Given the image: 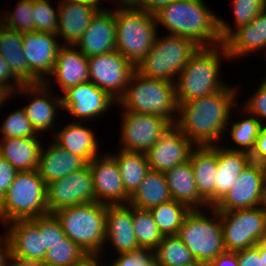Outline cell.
<instances>
[{
    "instance_id": "cell-1",
    "label": "cell",
    "mask_w": 266,
    "mask_h": 266,
    "mask_svg": "<svg viewBox=\"0 0 266 266\" xmlns=\"http://www.w3.org/2000/svg\"><path fill=\"white\" fill-rule=\"evenodd\" d=\"M236 89L227 85L213 94L178 104L174 124L195 146L218 145L230 127L231 111L239 95Z\"/></svg>"
},
{
    "instance_id": "cell-2",
    "label": "cell",
    "mask_w": 266,
    "mask_h": 266,
    "mask_svg": "<svg viewBox=\"0 0 266 266\" xmlns=\"http://www.w3.org/2000/svg\"><path fill=\"white\" fill-rule=\"evenodd\" d=\"M204 0H175L154 15L157 25L169 35L192 39L200 47H215L222 43L219 17L208 9Z\"/></svg>"
},
{
    "instance_id": "cell-3",
    "label": "cell",
    "mask_w": 266,
    "mask_h": 266,
    "mask_svg": "<svg viewBox=\"0 0 266 266\" xmlns=\"http://www.w3.org/2000/svg\"><path fill=\"white\" fill-rule=\"evenodd\" d=\"M115 7L116 51L133 66H137L149 53L158 26L154 14L133 6L128 0H119Z\"/></svg>"
},
{
    "instance_id": "cell-4",
    "label": "cell",
    "mask_w": 266,
    "mask_h": 266,
    "mask_svg": "<svg viewBox=\"0 0 266 266\" xmlns=\"http://www.w3.org/2000/svg\"><path fill=\"white\" fill-rule=\"evenodd\" d=\"M221 57L229 59L223 44L201 47L196 52L174 82L177 104L213 94L227 86L219 77Z\"/></svg>"
},
{
    "instance_id": "cell-5",
    "label": "cell",
    "mask_w": 266,
    "mask_h": 266,
    "mask_svg": "<svg viewBox=\"0 0 266 266\" xmlns=\"http://www.w3.org/2000/svg\"><path fill=\"white\" fill-rule=\"evenodd\" d=\"M125 111L157 115L177 119L178 104L175 97V83L147 78L136 70L131 74L126 92L117 101Z\"/></svg>"
},
{
    "instance_id": "cell-6",
    "label": "cell",
    "mask_w": 266,
    "mask_h": 266,
    "mask_svg": "<svg viewBox=\"0 0 266 266\" xmlns=\"http://www.w3.org/2000/svg\"><path fill=\"white\" fill-rule=\"evenodd\" d=\"M106 208L105 204L92 202L62 208L53 214L60 221L65 235L86 254H103Z\"/></svg>"
},
{
    "instance_id": "cell-7",
    "label": "cell",
    "mask_w": 266,
    "mask_h": 266,
    "mask_svg": "<svg viewBox=\"0 0 266 266\" xmlns=\"http://www.w3.org/2000/svg\"><path fill=\"white\" fill-rule=\"evenodd\" d=\"M156 35L147 56L135 67L136 71L147 78L175 82L187 62L201 48L192 39L166 35Z\"/></svg>"
},
{
    "instance_id": "cell-8",
    "label": "cell",
    "mask_w": 266,
    "mask_h": 266,
    "mask_svg": "<svg viewBox=\"0 0 266 266\" xmlns=\"http://www.w3.org/2000/svg\"><path fill=\"white\" fill-rule=\"evenodd\" d=\"M47 214V185L38 171H18L2 197V224Z\"/></svg>"
},
{
    "instance_id": "cell-9",
    "label": "cell",
    "mask_w": 266,
    "mask_h": 266,
    "mask_svg": "<svg viewBox=\"0 0 266 266\" xmlns=\"http://www.w3.org/2000/svg\"><path fill=\"white\" fill-rule=\"evenodd\" d=\"M208 209L212 212L211 217L204 214L203 209L191 210L177 233L196 262L206 266L226 251L220 213L214 207Z\"/></svg>"
},
{
    "instance_id": "cell-10",
    "label": "cell",
    "mask_w": 266,
    "mask_h": 266,
    "mask_svg": "<svg viewBox=\"0 0 266 266\" xmlns=\"http://www.w3.org/2000/svg\"><path fill=\"white\" fill-rule=\"evenodd\" d=\"M226 251L254 247L266 229V212L261 207L219 212Z\"/></svg>"
},
{
    "instance_id": "cell-11",
    "label": "cell",
    "mask_w": 266,
    "mask_h": 266,
    "mask_svg": "<svg viewBox=\"0 0 266 266\" xmlns=\"http://www.w3.org/2000/svg\"><path fill=\"white\" fill-rule=\"evenodd\" d=\"M89 81L118 101L136 70L121 53L112 51L88 57Z\"/></svg>"
},
{
    "instance_id": "cell-12",
    "label": "cell",
    "mask_w": 266,
    "mask_h": 266,
    "mask_svg": "<svg viewBox=\"0 0 266 266\" xmlns=\"http://www.w3.org/2000/svg\"><path fill=\"white\" fill-rule=\"evenodd\" d=\"M120 145L122 150L147 153L173 124L157 115L123 111Z\"/></svg>"
},
{
    "instance_id": "cell-13",
    "label": "cell",
    "mask_w": 266,
    "mask_h": 266,
    "mask_svg": "<svg viewBox=\"0 0 266 266\" xmlns=\"http://www.w3.org/2000/svg\"><path fill=\"white\" fill-rule=\"evenodd\" d=\"M96 202L90 167L47 184V205L49 214L62 208Z\"/></svg>"
},
{
    "instance_id": "cell-14",
    "label": "cell",
    "mask_w": 266,
    "mask_h": 266,
    "mask_svg": "<svg viewBox=\"0 0 266 266\" xmlns=\"http://www.w3.org/2000/svg\"><path fill=\"white\" fill-rule=\"evenodd\" d=\"M22 41L29 67V85L44 83L53 71L61 42L56 34L36 31L23 33Z\"/></svg>"
},
{
    "instance_id": "cell-15",
    "label": "cell",
    "mask_w": 266,
    "mask_h": 266,
    "mask_svg": "<svg viewBox=\"0 0 266 266\" xmlns=\"http://www.w3.org/2000/svg\"><path fill=\"white\" fill-rule=\"evenodd\" d=\"M265 178V164L251 161L233 183L227 195L214 208L218 212H226L260 207Z\"/></svg>"
},
{
    "instance_id": "cell-16",
    "label": "cell",
    "mask_w": 266,
    "mask_h": 266,
    "mask_svg": "<svg viewBox=\"0 0 266 266\" xmlns=\"http://www.w3.org/2000/svg\"><path fill=\"white\" fill-rule=\"evenodd\" d=\"M219 18V34L229 59H237L266 48V9L248 24L234 29Z\"/></svg>"
},
{
    "instance_id": "cell-17",
    "label": "cell",
    "mask_w": 266,
    "mask_h": 266,
    "mask_svg": "<svg viewBox=\"0 0 266 266\" xmlns=\"http://www.w3.org/2000/svg\"><path fill=\"white\" fill-rule=\"evenodd\" d=\"M113 103L117 105L115 99L90 81L67 89L62 96V109L80 122L104 115Z\"/></svg>"
},
{
    "instance_id": "cell-18",
    "label": "cell",
    "mask_w": 266,
    "mask_h": 266,
    "mask_svg": "<svg viewBox=\"0 0 266 266\" xmlns=\"http://www.w3.org/2000/svg\"><path fill=\"white\" fill-rule=\"evenodd\" d=\"M95 200L105 205L128 204L122 176L115 158L109 153L94 157L89 163Z\"/></svg>"
},
{
    "instance_id": "cell-19",
    "label": "cell",
    "mask_w": 266,
    "mask_h": 266,
    "mask_svg": "<svg viewBox=\"0 0 266 266\" xmlns=\"http://www.w3.org/2000/svg\"><path fill=\"white\" fill-rule=\"evenodd\" d=\"M49 80L44 83L23 85L18 91L12 96L19 94H30L32 99L28 102L29 104L22 107L25 111L26 117L31 121L32 126L40 134V137L44 134L43 131H56L55 118L57 115V109H62V97L51 96V90L49 89L52 85ZM43 133V134H42Z\"/></svg>"
},
{
    "instance_id": "cell-20",
    "label": "cell",
    "mask_w": 266,
    "mask_h": 266,
    "mask_svg": "<svg viewBox=\"0 0 266 266\" xmlns=\"http://www.w3.org/2000/svg\"><path fill=\"white\" fill-rule=\"evenodd\" d=\"M193 148L195 145L172 124L146 153L149 167L165 173L189 160Z\"/></svg>"
},
{
    "instance_id": "cell-21",
    "label": "cell",
    "mask_w": 266,
    "mask_h": 266,
    "mask_svg": "<svg viewBox=\"0 0 266 266\" xmlns=\"http://www.w3.org/2000/svg\"><path fill=\"white\" fill-rule=\"evenodd\" d=\"M87 58L116 50L114 10L100 9L75 45Z\"/></svg>"
},
{
    "instance_id": "cell-22",
    "label": "cell",
    "mask_w": 266,
    "mask_h": 266,
    "mask_svg": "<svg viewBox=\"0 0 266 266\" xmlns=\"http://www.w3.org/2000/svg\"><path fill=\"white\" fill-rule=\"evenodd\" d=\"M57 6L59 22L56 35L65 40V45H76L101 9L84 0H59Z\"/></svg>"
},
{
    "instance_id": "cell-23",
    "label": "cell",
    "mask_w": 266,
    "mask_h": 266,
    "mask_svg": "<svg viewBox=\"0 0 266 266\" xmlns=\"http://www.w3.org/2000/svg\"><path fill=\"white\" fill-rule=\"evenodd\" d=\"M133 206L107 205L105 245L112 243L116 253H129L141 250L133 229Z\"/></svg>"
},
{
    "instance_id": "cell-24",
    "label": "cell",
    "mask_w": 266,
    "mask_h": 266,
    "mask_svg": "<svg viewBox=\"0 0 266 266\" xmlns=\"http://www.w3.org/2000/svg\"><path fill=\"white\" fill-rule=\"evenodd\" d=\"M12 257L42 263L46 254L43 233L30 219L13 220L5 224Z\"/></svg>"
},
{
    "instance_id": "cell-25",
    "label": "cell",
    "mask_w": 266,
    "mask_h": 266,
    "mask_svg": "<svg viewBox=\"0 0 266 266\" xmlns=\"http://www.w3.org/2000/svg\"><path fill=\"white\" fill-rule=\"evenodd\" d=\"M49 77L55 78L63 93L78 84L89 82L88 58L75 45L62 44Z\"/></svg>"
},
{
    "instance_id": "cell-26",
    "label": "cell",
    "mask_w": 266,
    "mask_h": 266,
    "mask_svg": "<svg viewBox=\"0 0 266 266\" xmlns=\"http://www.w3.org/2000/svg\"><path fill=\"white\" fill-rule=\"evenodd\" d=\"M189 159L199 196L209 207L216 205L217 145L195 146Z\"/></svg>"
},
{
    "instance_id": "cell-27",
    "label": "cell",
    "mask_w": 266,
    "mask_h": 266,
    "mask_svg": "<svg viewBox=\"0 0 266 266\" xmlns=\"http://www.w3.org/2000/svg\"><path fill=\"white\" fill-rule=\"evenodd\" d=\"M47 150L41 147L37 171L47 184L81 170L88 163L80 156L71 154L53 140Z\"/></svg>"
},
{
    "instance_id": "cell-28",
    "label": "cell",
    "mask_w": 266,
    "mask_h": 266,
    "mask_svg": "<svg viewBox=\"0 0 266 266\" xmlns=\"http://www.w3.org/2000/svg\"><path fill=\"white\" fill-rule=\"evenodd\" d=\"M165 177L172 200L186 205L190 210L209 208L198 194L190 159L166 171Z\"/></svg>"
},
{
    "instance_id": "cell-29",
    "label": "cell",
    "mask_w": 266,
    "mask_h": 266,
    "mask_svg": "<svg viewBox=\"0 0 266 266\" xmlns=\"http://www.w3.org/2000/svg\"><path fill=\"white\" fill-rule=\"evenodd\" d=\"M70 123V124H69ZM65 127L56 129L53 141L71 154L82 157L89 163L98 153V141L92 129L80 121L69 122ZM82 123V124H81Z\"/></svg>"
},
{
    "instance_id": "cell-30",
    "label": "cell",
    "mask_w": 266,
    "mask_h": 266,
    "mask_svg": "<svg viewBox=\"0 0 266 266\" xmlns=\"http://www.w3.org/2000/svg\"><path fill=\"white\" fill-rule=\"evenodd\" d=\"M250 154L217 145L216 204L229 192L238 176L251 162Z\"/></svg>"
},
{
    "instance_id": "cell-31",
    "label": "cell",
    "mask_w": 266,
    "mask_h": 266,
    "mask_svg": "<svg viewBox=\"0 0 266 266\" xmlns=\"http://www.w3.org/2000/svg\"><path fill=\"white\" fill-rule=\"evenodd\" d=\"M41 147L38 137L1 138L0 156L17 171L37 170Z\"/></svg>"
},
{
    "instance_id": "cell-32",
    "label": "cell",
    "mask_w": 266,
    "mask_h": 266,
    "mask_svg": "<svg viewBox=\"0 0 266 266\" xmlns=\"http://www.w3.org/2000/svg\"><path fill=\"white\" fill-rule=\"evenodd\" d=\"M172 200L165 173L150 169L128 204L140 209H151L154 206Z\"/></svg>"
},
{
    "instance_id": "cell-33",
    "label": "cell",
    "mask_w": 266,
    "mask_h": 266,
    "mask_svg": "<svg viewBox=\"0 0 266 266\" xmlns=\"http://www.w3.org/2000/svg\"><path fill=\"white\" fill-rule=\"evenodd\" d=\"M0 55L9 64L12 73L29 85V67L23 54L22 34L3 24L0 27Z\"/></svg>"
},
{
    "instance_id": "cell-34",
    "label": "cell",
    "mask_w": 266,
    "mask_h": 266,
    "mask_svg": "<svg viewBox=\"0 0 266 266\" xmlns=\"http://www.w3.org/2000/svg\"><path fill=\"white\" fill-rule=\"evenodd\" d=\"M115 158L126 194L131 197L150 170L146 153L126 151L120 149Z\"/></svg>"
},
{
    "instance_id": "cell-35",
    "label": "cell",
    "mask_w": 266,
    "mask_h": 266,
    "mask_svg": "<svg viewBox=\"0 0 266 266\" xmlns=\"http://www.w3.org/2000/svg\"><path fill=\"white\" fill-rule=\"evenodd\" d=\"M152 253L155 266H186L196 262L177 235L163 236Z\"/></svg>"
},
{
    "instance_id": "cell-36",
    "label": "cell",
    "mask_w": 266,
    "mask_h": 266,
    "mask_svg": "<svg viewBox=\"0 0 266 266\" xmlns=\"http://www.w3.org/2000/svg\"><path fill=\"white\" fill-rule=\"evenodd\" d=\"M162 236L177 235L186 215L191 211L186 205L175 200L149 209Z\"/></svg>"
},
{
    "instance_id": "cell-37",
    "label": "cell",
    "mask_w": 266,
    "mask_h": 266,
    "mask_svg": "<svg viewBox=\"0 0 266 266\" xmlns=\"http://www.w3.org/2000/svg\"><path fill=\"white\" fill-rule=\"evenodd\" d=\"M133 229L141 250L153 252L163 238L151 213L133 206Z\"/></svg>"
},
{
    "instance_id": "cell-38",
    "label": "cell",
    "mask_w": 266,
    "mask_h": 266,
    "mask_svg": "<svg viewBox=\"0 0 266 266\" xmlns=\"http://www.w3.org/2000/svg\"><path fill=\"white\" fill-rule=\"evenodd\" d=\"M247 115L249 117H245L243 118L244 120L241 119V121L239 119L238 122H234L232 118H230L228 125H230L231 128H227L226 130L229 131V134H231L230 137L232 141H234L237 146L239 145L240 148L223 146L225 149L232 151H244L249 154L253 150L262 123L255 116L248 113ZM231 122L232 124H230Z\"/></svg>"
},
{
    "instance_id": "cell-39",
    "label": "cell",
    "mask_w": 266,
    "mask_h": 266,
    "mask_svg": "<svg viewBox=\"0 0 266 266\" xmlns=\"http://www.w3.org/2000/svg\"><path fill=\"white\" fill-rule=\"evenodd\" d=\"M5 13L7 15L4 11L1 13L4 26L21 34L35 31L33 0H19L14 10Z\"/></svg>"
},
{
    "instance_id": "cell-40",
    "label": "cell",
    "mask_w": 266,
    "mask_h": 266,
    "mask_svg": "<svg viewBox=\"0 0 266 266\" xmlns=\"http://www.w3.org/2000/svg\"><path fill=\"white\" fill-rule=\"evenodd\" d=\"M86 253L67 236L52 246L46 251L42 263L57 265V266H71L80 260Z\"/></svg>"
},
{
    "instance_id": "cell-41",
    "label": "cell",
    "mask_w": 266,
    "mask_h": 266,
    "mask_svg": "<svg viewBox=\"0 0 266 266\" xmlns=\"http://www.w3.org/2000/svg\"><path fill=\"white\" fill-rule=\"evenodd\" d=\"M0 132L2 133L1 138H29L39 136V133L32 126L31 121L26 117L22 107L19 110L17 109L11 112L5 118Z\"/></svg>"
},
{
    "instance_id": "cell-42",
    "label": "cell",
    "mask_w": 266,
    "mask_h": 266,
    "mask_svg": "<svg viewBox=\"0 0 266 266\" xmlns=\"http://www.w3.org/2000/svg\"><path fill=\"white\" fill-rule=\"evenodd\" d=\"M51 6L49 0H33L35 31L57 34L58 7Z\"/></svg>"
},
{
    "instance_id": "cell-43",
    "label": "cell",
    "mask_w": 266,
    "mask_h": 266,
    "mask_svg": "<svg viewBox=\"0 0 266 266\" xmlns=\"http://www.w3.org/2000/svg\"><path fill=\"white\" fill-rule=\"evenodd\" d=\"M30 220L38 227L39 233H43V248L46 251L66 237L60 221L54 214L33 217Z\"/></svg>"
},
{
    "instance_id": "cell-44",
    "label": "cell",
    "mask_w": 266,
    "mask_h": 266,
    "mask_svg": "<svg viewBox=\"0 0 266 266\" xmlns=\"http://www.w3.org/2000/svg\"><path fill=\"white\" fill-rule=\"evenodd\" d=\"M233 14L235 27L238 29L251 22L257 15L266 9V0H234Z\"/></svg>"
},
{
    "instance_id": "cell-45",
    "label": "cell",
    "mask_w": 266,
    "mask_h": 266,
    "mask_svg": "<svg viewBox=\"0 0 266 266\" xmlns=\"http://www.w3.org/2000/svg\"><path fill=\"white\" fill-rule=\"evenodd\" d=\"M262 81L255 94L246 99L243 112L255 116L260 122L262 121V125H266V77Z\"/></svg>"
},
{
    "instance_id": "cell-46",
    "label": "cell",
    "mask_w": 266,
    "mask_h": 266,
    "mask_svg": "<svg viewBox=\"0 0 266 266\" xmlns=\"http://www.w3.org/2000/svg\"><path fill=\"white\" fill-rule=\"evenodd\" d=\"M112 260L116 266H150L153 263V253L147 250L137 252L120 253Z\"/></svg>"
},
{
    "instance_id": "cell-47",
    "label": "cell",
    "mask_w": 266,
    "mask_h": 266,
    "mask_svg": "<svg viewBox=\"0 0 266 266\" xmlns=\"http://www.w3.org/2000/svg\"><path fill=\"white\" fill-rule=\"evenodd\" d=\"M23 85L24 84L12 73L9 64L0 55V86L4 87L11 94H14Z\"/></svg>"
},
{
    "instance_id": "cell-48",
    "label": "cell",
    "mask_w": 266,
    "mask_h": 266,
    "mask_svg": "<svg viewBox=\"0 0 266 266\" xmlns=\"http://www.w3.org/2000/svg\"><path fill=\"white\" fill-rule=\"evenodd\" d=\"M239 266H265L260 256V246L236 251Z\"/></svg>"
},
{
    "instance_id": "cell-49",
    "label": "cell",
    "mask_w": 266,
    "mask_h": 266,
    "mask_svg": "<svg viewBox=\"0 0 266 266\" xmlns=\"http://www.w3.org/2000/svg\"><path fill=\"white\" fill-rule=\"evenodd\" d=\"M17 170L2 156H0V195L3 197L12 184Z\"/></svg>"
},
{
    "instance_id": "cell-50",
    "label": "cell",
    "mask_w": 266,
    "mask_h": 266,
    "mask_svg": "<svg viewBox=\"0 0 266 266\" xmlns=\"http://www.w3.org/2000/svg\"><path fill=\"white\" fill-rule=\"evenodd\" d=\"M250 157L253 162L266 165V125L260 127L259 135L250 153Z\"/></svg>"
},
{
    "instance_id": "cell-51",
    "label": "cell",
    "mask_w": 266,
    "mask_h": 266,
    "mask_svg": "<svg viewBox=\"0 0 266 266\" xmlns=\"http://www.w3.org/2000/svg\"><path fill=\"white\" fill-rule=\"evenodd\" d=\"M133 6L151 14H155L162 7L174 2L175 0H128Z\"/></svg>"
},
{
    "instance_id": "cell-52",
    "label": "cell",
    "mask_w": 266,
    "mask_h": 266,
    "mask_svg": "<svg viewBox=\"0 0 266 266\" xmlns=\"http://www.w3.org/2000/svg\"><path fill=\"white\" fill-rule=\"evenodd\" d=\"M208 266H239L237 253L232 251H224Z\"/></svg>"
},
{
    "instance_id": "cell-53",
    "label": "cell",
    "mask_w": 266,
    "mask_h": 266,
    "mask_svg": "<svg viewBox=\"0 0 266 266\" xmlns=\"http://www.w3.org/2000/svg\"><path fill=\"white\" fill-rule=\"evenodd\" d=\"M12 252L7 232L3 236L0 235V266H8Z\"/></svg>"
},
{
    "instance_id": "cell-54",
    "label": "cell",
    "mask_w": 266,
    "mask_h": 266,
    "mask_svg": "<svg viewBox=\"0 0 266 266\" xmlns=\"http://www.w3.org/2000/svg\"><path fill=\"white\" fill-rule=\"evenodd\" d=\"M71 266H97V254H85Z\"/></svg>"
},
{
    "instance_id": "cell-55",
    "label": "cell",
    "mask_w": 266,
    "mask_h": 266,
    "mask_svg": "<svg viewBox=\"0 0 266 266\" xmlns=\"http://www.w3.org/2000/svg\"><path fill=\"white\" fill-rule=\"evenodd\" d=\"M39 265H40L39 262L27 261L14 257L10 259L8 264V266H39Z\"/></svg>"
},
{
    "instance_id": "cell-56",
    "label": "cell",
    "mask_w": 266,
    "mask_h": 266,
    "mask_svg": "<svg viewBox=\"0 0 266 266\" xmlns=\"http://www.w3.org/2000/svg\"><path fill=\"white\" fill-rule=\"evenodd\" d=\"M12 94L4 87L0 86V108L4 105L5 101L11 98Z\"/></svg>"
},
{
    "instance_id": "cell-57",
    "label": "cell",
    "mask_w": 266,
    "mask_h": 266,
    "mask_svg": "<svg viewBox=\"0 0 266 266\" xmlns=\"http://www.w3.org/2000/svg\"><path fill=\"white\" fill-rule=\"evenodd\" d=\"M260 207L266 212V178H265L264 184H263Z\"/></svg>"
},
{
    "instance_id": "cell-58",
    "label": "cell",
    "mask_w": 266,
    "mask_h": 266,
    "mask_svg": "<svg viewBox=\"0 0 266 266\" xmlns=\"http://www.w3.org/2000/svg\"><path fill=\"white\" fill-rule=\"evenodd\" d=\"M258 245L263 249L266 250V229L262 236L260 237V240L258 242Z\"/></svg>"
},
{
    "instance_id": "cell-59",
    "label": "cell",
    "mask_w": 266,
    "mask_h": 266,
    "mask_svg": "<svg viewBox=\"0 0 266 266\" xmlns=\"http://www.w3.org/2000/svg\"><path fill=\"white\" fill-rule=\"evenodd\" d=\"M100 255L101 254H97V266H116L113 262H110V264H108V265H106V264L103 265V263H101Z\"/></svg>"
},
{
    "instance_id": "cell-60",
    "label": "cell",
    "mask_w": 266,
    "mask_h": 266,
    "mask_svg": "<svg viewBox=\"0 0 266 266\" xmlns=\"http://www.w3.org/2000/svg\"><path fill=\"white\" fill-rule=\"evenodd\" d=\"M84 1L90 2L91 4H94V5L98 6V7H100L101 9H104V7H102V5L99 6V4H102L101 3L102 0H84Z\"/></svg>"
},
{
    "instance_id": "cell-61",
    "label": "cell",
    "mask_w": 266,
    "mask_h": 266,
    "mask_svg": "<svg viewBox=\"0 0 266 266\" xmlns=\"http://www.w3.org/2000/svg\"><path fill=\"white\" fill-rule=\"evenodd\" d=\"M260 256L261 258H263L264 265L266 266V250H263L261 247H260Z\"/></svg>"
},
{
    "instance_id": "cell-62",
    "label": "cell",
    "mask_w": 266,
    "mask_h": 266,
    "mask_svg": "<svg viewBox=\"0 0 266 266\" xmlns=\"http://www.w3.org/2000/svg\"><path fill=\"white\" fill-rule=\"evenodd\" d=\"M0 220L2 224V196L0 195Z\"/></svg>"
},
{
    "instance_id": "cell-63",
    "label": "cell",
    "mask_w": 266,
    "mask_h": 266,
    "mask_svg": "<svg viewBox=\"0 0 266 266\" xmlns=\"http://www.w3.org/2000/svg\"><path fill=\"white\" fill-rule=\"evenodd\" d=\"M186 266H206V265H204V264H202V263H199V262H195V263H193V264L186 265Z\"/></svg>"
},
{
    "instance_id": "cell-64",
    "label": "cell",
    "mask_w": 266,
    "mask_h": 266,
    "mask_svg": "<svg viewBox=\"0 0 266 266\" xmlns=\"http://www.w3.org/2000/svg\"><path fill=\"white\" fill-rule=\"evenodd\" d=\"M39 266H57V265H50V264H46V263H40Z\"/></svg>"
},
{
    "instance_id": "cell-65",
    "label": "cell",
    "mask_w": 266,
    "mask_h": 266,
    "mask_svg": "<svg viewBox=\"0 0 266 266\" xmlns=\"http://www.w3.org/2000/svg\"><path fill=\"white\" fill-rule=\"evenodd\" d=\"M2 25V18H1V14H0V27Z\"/></svg>"
}]
</instances>
